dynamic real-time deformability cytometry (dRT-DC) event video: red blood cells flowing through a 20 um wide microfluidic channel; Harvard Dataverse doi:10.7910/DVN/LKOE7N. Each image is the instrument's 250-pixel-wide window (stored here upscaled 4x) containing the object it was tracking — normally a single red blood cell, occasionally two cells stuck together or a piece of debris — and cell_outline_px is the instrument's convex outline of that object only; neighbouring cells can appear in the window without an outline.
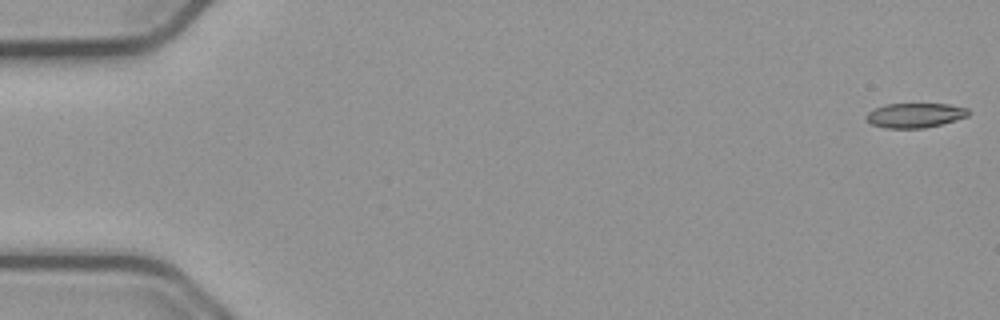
{"species": "common noctule bat (a hibernating species)", "species_latin": "Nyctalus noctula", "temperature_condition": "cold", "stored_images_in_passage": 49, "camera_frame_rate_fps": 3000, "um_per_image_px": 0.085, "animal": {"sex": "male", "body_mass_g": 23.1, "forearm_length_mm": 52.7}, "frame": {"image": 1, "passage_image": 1, "time_ms": 0.0, "image_size_px": [1000, 320], "cell_outline_px": [[972, 112], [968, 116], [956, 120], [924, 128], [888, 128], [872, 124], [864, 116], [868, 112], [876, 108], [888, 104], [948, 104], [968, 108]], "centroid_in_image_um": [77.82, 9.8], "position_along_channel_um": 7.2, "area_um2": 14.57}}
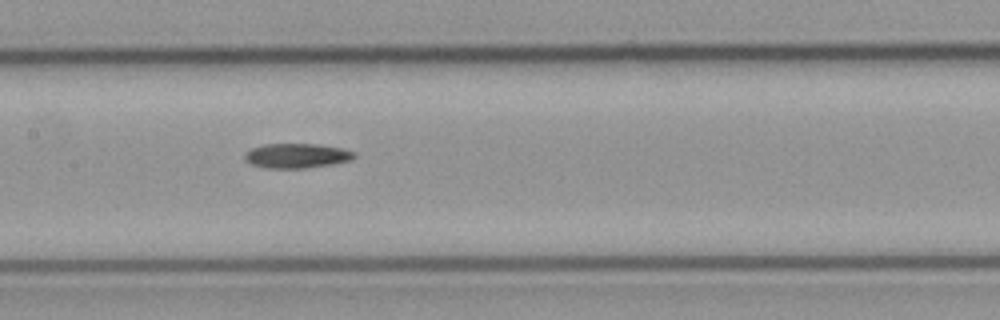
{"frame": {"image": 2, "passage_image": 27, "time_ms": 8.667, "image_size_px": [1000, 320], "cell_outline_px": [[356, 156], [352, 160], [332, 164], [304, 168], [264, 168], [252, 164], [244, 160], [244, 152], [252, 148], [264, 144], [320, 144], [340, 148], [356, 152]], "centroid_in_image_um": [25.21, 13.23], "position_along_channel_um": 182.2, "area_um2": 15.84}}
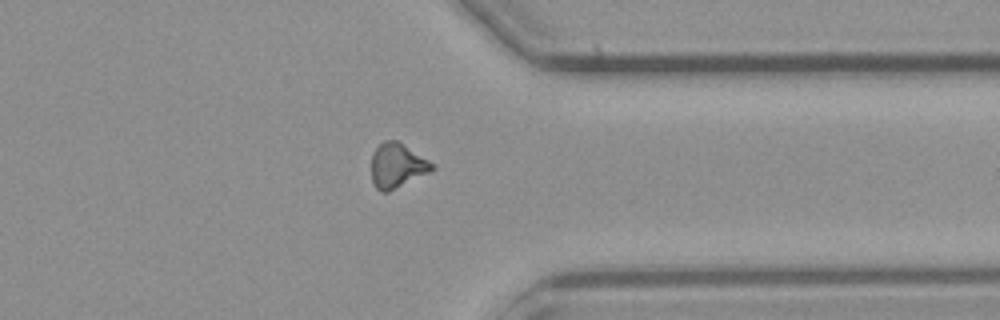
{"frame": {"image": 3, "passage_image": 43, "time_ms": 14.0, "image_size_px": [1000, 320], "cell_outline_px": [[436, 168], [388, 192], [380, 192], [376, 188], [372, 180], [372, 152], [384, 140], [396, 140], [436, 164]], "centroid_in_image_um": [33.75, 14.07], "position_along_channel_um": 377.6, "area_um2": 15.61}}